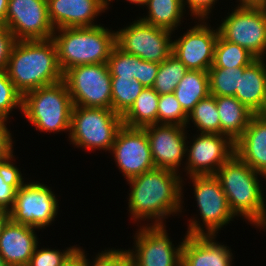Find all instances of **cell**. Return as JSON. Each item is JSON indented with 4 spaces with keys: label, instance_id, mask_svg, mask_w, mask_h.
Masks as SVG:
<instances>
[{
    "label": "cell",
    "instance_id": "25",
    "mask_svg": "<svg viewBox=\"0 0 266 266\" xmlns=\"http://www.w3.org/2000/svg\"><path fill=\"white\" fill-rule=\"evenodd\" d=\"M174 94L183 110L189 114L200 100L210 95L208 71L188 70Z\"/></svg>",
    "mask_w": 266,
    "mask_h": 266
},
{
    "label": "cell",
    "instance_id": "39",
    "mask_svg": "<svg viewBox=\"0 0 266 266\" xmlns=\"http://www.w3.org/2000/svg\"><path fill=\"white\" fill-rule=\"evenodd\" d=\"M10 121L0 119V163L10 162L15 155L13 144L15 141L7 123Z\"/></svg>",
    "mask_w": 266,
    "mask_h": 266
},
{
    "label": "cell",
    "instance_id": "33",
    "mask_svg": "<svg viewBox=\"0 0 266 266\" xmlns=\"http://www.w3.org/2000/svg\"><path fill=\"white\" fill-rule=\"evenodd\" d=\"M138 59V56L126 53L115 45L107 60L111 77L137 80Z\"/></svg>",
    "mask_w": 266,
    "mask_h": 266
},
{
    "label": "cell",
    "instance_id": "42",
    "mask_svg": "<svg viewBox=\"0 0 266 266\" xmlns=\"http://www.w3.org/2000/svg\"><path fill=\"white\" fill-rule=\"evenodd\" d=\"M85 251L78 246L62 263L61 266H85Z\"/></svg>",
    "mask_w": 266,
    "mask_h": 266
},
{
    "label": "cell",
    "instance_id": "35",
    "mask_svg": "<svg viewBox=\"0 0 266 266\" xmlns=\"http://www.w3.org/2000/svg\"><path fill=\"white\" fill-rule=\"evenodd\" d=\"M23 95L15 88L6 70H0V119L9 120V115L18 109L22 113Z\"/></svg>",
    "mask_w": 266,
    "mask_h": 266
},
{
    "label": "cell",
    "instance_id": "18",
    "mask_svg": "<svg viewBox=\"0 0 266 266\" xmlns=\"http://www.w3.org/2000/svg\"><path fill=\"white\" fill-rule=\"evenodd\" d=\"M112 0H47L53 27H91L99 25L96 18L110 9ZM96 21V23H95Z\"/></svg>",
    "mask_w": 266,
    "mask_h": 266
},
{
    "label": "cell",
    "instance_id": "28",
    "mask_svg": "<svg viewBox=\"0 0 266 266\" xmlns=\"http://www.w3.org/2000/svg\"><path fill=\"white\" fill-rule=\"evenodd\" d=\"M256 59L253 54L242 46L228 42L218 35L214 62L210 68L246 67Z\"/></svg>",
    "mask_w": 266,
    "mask_h": 266
},
{
    "label": "cell",
    "instance_id": "20",
    "mask_svg": "<svg viewBox=\"0 0 266 266\" xmlns=\"http://www.w3.org/2000/svg\"><path fill=\"white\" fill-rule=\"evenodd\" d=\"M37 230L11 220L7 223L0 237V255L8 266H27L39 244Z\"/></svg>",
    "mask_w": 266,
    "mask_h": 266
},
{
    "label": "cell",
    "instance_id": "27",
    "mask_svg": "<svg viewBox=\"0 0 266 266\" xmlns=\"http://www.w3.org/2000/svg\"><path fill=\"white\" fill-rule=\"evenodd\" d=\"M193 123L197 133L220 134V119L215 96L200 100L188 114L187 126ZM189 124V125H188Z\"/></svg>",
    "mask_w": 266,
    "mask_h": 266
},
{
    "label": "cell",
    "instance_id": "36",
    "mask_svg": "<svg viewBox=\"0 0 266 266\" xmlns=\"http://www.w3.org/2000/svg\"><path fill=\"white\" fill-rule=\"evenodd\" d=\"M39 248V245H37L27 266H61L66 258L77 248V245L70 246L62 251L51 249V247Z\"/></svg>",
    "mask_w": 266,
    "mask_h": 266
},
{
    "label": "cell",
    "instance_id": "17",
    "mask_svg": "<svg viewBox=\"0 0 266 266\" xmlns=\"http://www.w3.org/2000/svg\"><path fill=\"white\" fill-rule=\"evenodd\" d=\"M144 129L150 143L155 167L177 173L181 169L184 171L183 160L186 158L187 135L189 134L187 128L174 124H154Z\"/></svg>",
    "mask_w": 266,
    "mask_h": 266
},
{
    "label": "cell",
    "instance_id": "7",
    "mask_svg": "<svg viewBox=\"0 0 266 266\" xmlns=\"http://www.w3.org/2000/svg\"><path fill=\"white\" fill-rule=\"evenodd\" d=\"M188 178L193 184V194L200 218L195 214L196 217L188 219L186 235L217 236L224 226L226 227L236 218L229 208L221 184L215 175L188 176Z\"/></svg>",
    "mask_w": 266,
    "mask_h": 266
},
{
    "label": "cell",
    "instance_id": "44",
    "mask_svg": "<svg viewBox=\"0 0 266 266\" xmlns=\"http://www.w3.org/2000/svg\"><path fill=\"white\" fill-rule=\"evenodd\" d=\"M9 0H0V25L4 26L8 10Z\"/></svg>",
    "mask_w": 266,
    "mask_h": 266
},
{
    "label": "cell",
    "instance_id": "32",
    "mask_svg": "<svg viewBox=\"0 0 266 266\" xmlns=\"http://www.w3.org/2000/svg\"><path fill=\"white\" fill-rule=\"evenodd\" d=\"M12 161L0 163V208L11 210L14 202L18 185L24 179L19 167Z\"/></svg>",
    "mask_w": 266,
    "mask_h": 266
},
{
    "label": "cell",
    "instance_id": "11",
    "mask_svg": "<svg viewBox=\"0 0 266 266\" xmlns=\"http://www.w3.org/2000/svg\"><path fill=\"white\" fill-rule=\"evenodd\" d=\"M173 32L155 27L138 17L126 27L116 31V45L126 53L160 64L171 54Z\"/></svg>",
    "mask_w": 266,
    "mask_h": 266
},
{
    "label": "cell",
    "instance_id": "24",
    "mask_svg": "<svg viewBox=\"0 0 266 266\" xmlns=\"http://www.w3.org/2000/svg\"><path fill=\"white\" fill-rule=\"evenodd\" d=\"M147 15L139 17L143 22L169 30L175 34L186 14L182 0H147Z\"/></svg>",
    "mask_w": 266,
    "mask_h": 266
},
{
    "label": "cell",
    "instance_id": "9",
    "mask_svg": "<svg viewBox=\"0 0 266 266\" xmlns=\"http://www.w3.org/2000/svg\"><path fill=\"white\" fill-rule=\"evenodd\" d=\"M75 106L112 109L111 75L107 63L78 65L63 74Z\"/></svg>",
    "mask_w": 266,
    "mask_h": 266
},
{
    "label": "cell",
    "instance_id": "21",
    "mask_svg": "<svg viewBox=\"0 0 266 266\" xmlns=\"http://www.w3.org/2000/svg\"><path fill=\"white\" fill-rule=\"evenodd\" d=\"M234 153L266 177V114L251 118L242 136L234 143Z\"/></svg>",
    "mask_w": 266,
    "mask_h": 266
},
{
    "label": "cell",
    "instance_id": "46",
    "mask_svg": "<svg viewBox=\"0 0 266 266\" xmlns=\"http://www.w3.org/2000/svg\"><path fill=\"white\" fill-rule=\"evenodd\" d=\"M130 4L140 6L142 8L145 7L147 0H126ZM144 6V7H143Z\"/></svg>",
    "mask_w": 266,
    "mask_h": 266
},
{
    "label": "cell",
    "instance_id": "41",
    "mask_svg": "<svg viewBox=\"0 0 266 266\" xmlns=\"http://www.w3.org/2000/svg\"><path fill=\"white\" fill-rule=\"evenodd\" d=\"M159 70V64L155 62L138 59L137 80L144 87H152Z\"/></svg>",
    "mask_w": 266,
    "mask_h": 266
},
{
    "label": "cell",
    "instance_id": "12",
    "mask_svg": "<svg viewBox=\"0 0 266 266\" xmlns=\"http://www.w3.org/2000/svg\"><path fill=\"white\" fill-rule=\"evenodd\" d=\"M129 248L132 266H181L184 238L174 245L165 225H140ZM176 246V247H175Z\"/></svg>",
    "mask_w": 266,
    "mask_h": 266
},
{
    "label": "cell",
    "instance_id": "13",
    "mask_svg": "<svg viewBox=\"0 0 266 266\" xmlns=\"http://www.w3.org/2000/svg\"><path fill=\"white\" fill-rule=\"evenodd\" d=\"M188 137L184 165L186 176L215 175L234 154V143L225 135L196 133L191 139Z\"/></svg>",
    "mask_w": 266,
    "mask_h": 266
},
{
    "label": "cell",
    "instance_id": "34",
    "mask_svg": "<svg viewBox=\"0 0 266 266\" xmlns=\"http://www.w3.org/2000/svg\"><path fill=\"white\" fill-rule=\"evenodd\" d=\"M188 114L174 93L161 94L158 102L157 124H174L186 127Z\"/></svg>",
    "mask_w": 266,
    "mask_h": 266
},
{
    "label": "cell",
    "instance_id": "37",
    "mask_svg": "<svg viewBox=\"0 0 266 266\" xmlns=\"http://www.w3.org/2000/svg\"><path fill=\"white\" fill-rule=\"evenodd\" d=\"M93 260L89 261L85 254V266H132L131 256L128 250L108 248L98 252Z\"/></svg>",
    "mask_w": 266,
    "mask_h": 266
},
{
    "label": "cell",
    "instance_id": "1",
    "mask_svg": "<svg viewBox=\"0 0 266 266\" xmlns=\"http://www.w3.org/2000/svg\"><path fill=\"white\" fill-rule=\"evenodd\" d=\"M180 175L183 174L155 168L127 180L131 188L127 198L130 219L139 224L144 221L146 225H165L171 215H181L185 178Z\"/></svg>",
    "mask_w": 266,
    "mask_h": 266
},
{
    "label": "cell",
    "instance_id": "14",
    "mask_svg": "<svg viewBox=\"0 0 266 266\" xmlns=\"http://www.w3.org/2000/svg\"><path fill=\"white\" fill-rule=\"evenodd\" d=\"M4 27L17 41L51 39L55 32L47 0H9Z\"/></svg>",
    "mask_w": 266,
    "mask_h": 266
},
{
    "label": "cell",
    "instance_id": "19",
    "mask_svg": "<svg viewBox=\"0 0 266 266\" xmlns=\"http://www.w3.org/2000/svg\"><path fill=\"white\" fill-rule=\"evenodd\" d=\"M216 238V235L185 234L181 266H233L231 248Z\"/></svg>",
    "mask_w": 266,
    "mask_h": 266
},
{
    "label": "cell",
    "instance_id": "8",
    "mask_svg": "<svg viewBox=\"0 0 266 266\" xmlns=\"http://www.w3.org/2000/svg\"><path fill=\"white\" fill-rule=\"evenodd\" d=\"M227 14L217 27L219 35L242 46L256 58H266V8L237 5Z\"/></svg>",
    "mask_w": 266,
    "mask_h": 266
},
{
    "label": "cell",
    "instance_id": "38",
    "mask_svg": "<svg viewBox=\"0 0 266 266\" xmlns=\"http://www.w3.org/2000/svg\"><path fill=\"white\" fill-rule=\"evenodd\" d=\"M217 1L218 0H182V3L185 11L186 8H188V13L190 11L189 15L196 21L198 19L208 20Z\"/></svg>",
    "mask_w": 266,
    "mask_h": 266
},
{
    "label": "cell",
    "instance_id": "6",
    "mask_svg": "<svg viewBox=\"0 0 266 266\" xmlns=\"http://www.w3.org/2000/svg\"><path fill=\"white\" fill-rule=\"evenodd\" d=\"M122 126V116L112 109L73 105L69 142L87 151L97 149L110 153Z\"/></svg>",
    "mask_w": 266,
    "mask_h": 266
},
{
    "label": "cell",
    "instance_id": "30",
    "mask_svg": "<svg viewBox=\"0 0 266 266\" xmlns=\"http://www.w3.org/2000/svg\"><path fill=\"white\" fill-rule=\"evenodd\" d=\"M187 71V67L174 54H171L159 64V70L152 88L159 95L174 93L176 86Z\"/></svg>",
    "mask_w": 266,
    "mask_h": 266
},
{
    "label": "cell",
    "instance_id": "2",
    "mask_svg": "<svg viewBox=\"0 0 266 266\" xmlns=\"http://www.w3.org/2000/svg\"><path fill=\"white\" fill-rule=\"evenodd\" d=\"M6 71L22 95L63 80L57 48L52 38L16 41Z\"/></svg>",
    "mask_w": 266,
    "mask_h": 266
},
{
    "label": "cell",
    "instance_id": "10",
    "mask_svg": "<svg viewBox=\"0 0 266 266\" xmlns=\"http://www.w3.org/2000/svg\"><path fill=\"white\" fill-rule=\"evenodd\" d=\"M25 181L23 179L18 185L10 219L14 223L45 229L57 218L59 200L46 184Z\"/></svg>",
    "mask_w": 266,
    "mask_h": 266
},
{
    "label": "cell",
    "instance_id": "3",
    "mask_svg": "<svg viewBox=\"0 0 266 266\" xmlns=\"http://www.w3.org/2000/svg\"><path fill=\"white\" fill-rule=\"evenodd\" d=\"M215 177L233 214L257 228L266 216V195L260 180L264 178L266 181V177L253 170L235 153L217 170Z\"/></svg>",
    "mask_w": 266,
    "mask_h": 266
},
{
    "label": "cell",
    "instance_id": "31",
    "mask_svg": "<svg viewBox=\"0 0 266 266\" xmlns=\"http://www.w3.org/2000/svg\"><path fill=\"white\" fill-rule=\"evenodd\" d=\"M245 67L210 68L208 70L210 95L234 96L239 89L240 73Z\"/></svg>",
    "mask_w": 266,
    "mask_h": 266
},
{
    "label": "cell",
    "instance_id": "26",
    "mask_svg": "<svg viewBox=\"0 0 266 266\" xmlns=\"http://www.w3.org/2000/svg\"><path fill=\"white\" fill-rule=\"evenodd\" d=\"M159 96L152 87H144L134 104L122 116L123 125L144 128L157 124Z\"/></svg>",
    "mask_w": 266,
    "mask_h": 266
},
{
    "label": "cell",
    "instance_id": "29",
    "mask_svg": "<svg viewBox=\"0 0 266 266\" xmlns=\"http://www.w3.org/2000/svg\"><path fill=\"white\" fill-rule=\"evenodd\" d=\"M143 89L144 86L138 80L111 77L112 110L123 116Z\"/></svg>",
    "mask_w": 266,
    "mask_h": 266
},
{
    "label": "cell",
    "instance_id": "15",
    "mask_svg": "<svg viewBox=\"0 0 266 266\" xmlns=\"http://www.w3.org/2000/svg\"><path fill=\"white\" fill-rule=\"evenodd\" d=\"M110 153L126 181L156 168L144 128L123 125L117 132Z\"/></svg>",
    "mask_w": 266,
    "mask_h": 266
},
{
    "label": "cell",
    "instance_id": "48",
    "mask_svg": "<svg viewBox=\"0 0 266 266\" xmlns=\"http://www.w3.org/2000/svg\"><path fill=\"white\" fill-rule=\"evenodd\" d=\"M0 266H8L1 255H0Z\"/></svg>",
    "mask_w": 266,
    "mask_h": 266
},
{
    "label": "cell",
    "instance_id": "5",
    "mask_svg": "<svg viewBox=\"0 0 266 266\" xmlns=\"http://www.w3.org/2000/svg\"><path fill=\"white\" fill-rule=\"evenodd\" d=\"M73 103L64 80L26 92L22 100L24 118L37 131L70 132Z\"/></svg>",
    "mask_w": 266,
    "mask_h": 266
},
{
    "label": "cell",
    "instance_id": "40",
    "mask_svg": "<svg viewBox=\"0 0 266 266\" xmlns=\"http://www.w3.org/2000/svg\"><path fill=\"white\" fill-rule=\"evenodd\" d=\"M16 41L15 36L7 27H0V70L7 69L9 57Z\"/></svg>",
    "mask_w": 266,
    "mask_h": 266
},
{
    "label": "cell",
    "instance_id": "45",
    "mask_svg": "<svg viewBox=\"0 0 266 266\" xmlns=\"http://www.w3.org/2000/svg\"><path fill=\"white\" fill-rule=\"evenodd\" d=\"M237 5L264 6L266 0H237Z\"/></svg>",
    "mask_w": 266,
    "mask_h": 266
},
{
    "label": "cell",
    "instance_id": "4",
    "mask_svg": "<svg viewBox=\"0 0 266 266\" xmlns=\"http://www.w3.org/2000/svg\"><path fill=\"white\" fill-rule=\"evenodd\" d=\"M63 74L78 65L107 63L116 45V31L103 24L56 29L52 36Z\"/></svg>",
    "mask_w": 266,
    "mask_h": 266
},
{
    "label": "cell",
    "instance_id": "47",
    "mask_svg": "<svg viewBox=\"0 0 266 266\" xmlns=\"http://www.w3.org/2000/svg\"><path fill=\"white\" fill-rule=\"evenodd\" d=\"M258 229H264L263 231H266V216L264 220L260 223V225L257 227Z\"/></svg>",
    "mask_w": 266,
    "mask_h": 266
},
{
    "label": "cell",
    "instance_id": "22",
    "mask_svg": "<svg viewBox=\"0 0 266 266\" xmlns=\"http://www.w3.org/2000/svg\"><path fill=\"white\" fill-rule=\"evenodd\" d=\"M234 96L255 115L266 114V58L244 68Z\"/></svg>",
    "mask_w": 266,
    "mask_h": 266
},
{
    "label": "cell",
    "instance_id": "23",
    "mask_svg": "<svg viewBox=\"0 0 266 266\" xmlns=\"http://www.w3.org/2000/svg\"><path fill=\"white\" fill-rule=\"evenodd\" d=\"M220 119V134L235 143L255 115L235 96H215Z\"/></svg>",
    "mask_w": 266,
    "mask_h": 266
},
{
    "label": "cell",
    "instance_id": "43",
    "mask_svg": "<svg viewBox=\"0 0 266 266\" xmlns=\"http://www.w3.org/2000/svg\"><path fill=\"white\" fill-rule=\"evenodd\" d=\"M10 220V211L4 208H0V237L4 230V227Z\"/></svg>",
    "mask_w": 266,
    "mask_h": 266
},
{
    "label": "cell",
    "instance_id": "16",
    "mask_svg": "<svg viewBox=\"0 0 266 266\" xmlns=\"http://www.w3.org/2000/svg\"><path fill=\"white\" fill-rule=\"evenodd\" d=\"M208 20H199L186 33L173 39L174 54L188 70L208 71L214 62L218 28H211Z\"/></svg>",
    "mask_w": 266,
    "mask_h": 266
}]
</instances>
